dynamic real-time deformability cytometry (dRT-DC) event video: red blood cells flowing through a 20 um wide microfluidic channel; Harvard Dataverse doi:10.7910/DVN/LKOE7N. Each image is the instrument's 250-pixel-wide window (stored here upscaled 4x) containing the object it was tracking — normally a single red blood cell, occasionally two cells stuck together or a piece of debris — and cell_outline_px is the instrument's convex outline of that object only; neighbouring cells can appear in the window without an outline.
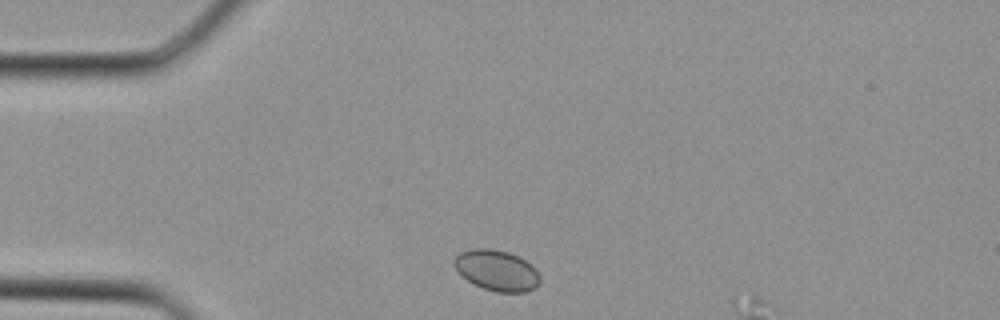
{"species": "Egyptian fruit bat (a non-hibernating species)", "species_latin": "Rousettus aegyptiacus", "temperature_condition": "cold", "stored_images_in_passage": 1, "camera_frame_rate_fps": 3000, "um_per_image_px": 0.085, "animal": {"sex": "female"}, "frame": {"image": 1, "passage_image": 1, "time_ms": 0.0, "image_size_px": [1000, 320], "cell_outline_px": [[540, 284], [536, 288], [528, 292], [496, 292], [472, 284], [452, 264], [452, 260], [460, 252], [472, 248], [488, 248], [508, 252], [532, 264], [540, 276]], "centroid_in_image_um": [42.24, 22.99], "position_along_channel_um": 42.8, "area_um2": 20.46}}